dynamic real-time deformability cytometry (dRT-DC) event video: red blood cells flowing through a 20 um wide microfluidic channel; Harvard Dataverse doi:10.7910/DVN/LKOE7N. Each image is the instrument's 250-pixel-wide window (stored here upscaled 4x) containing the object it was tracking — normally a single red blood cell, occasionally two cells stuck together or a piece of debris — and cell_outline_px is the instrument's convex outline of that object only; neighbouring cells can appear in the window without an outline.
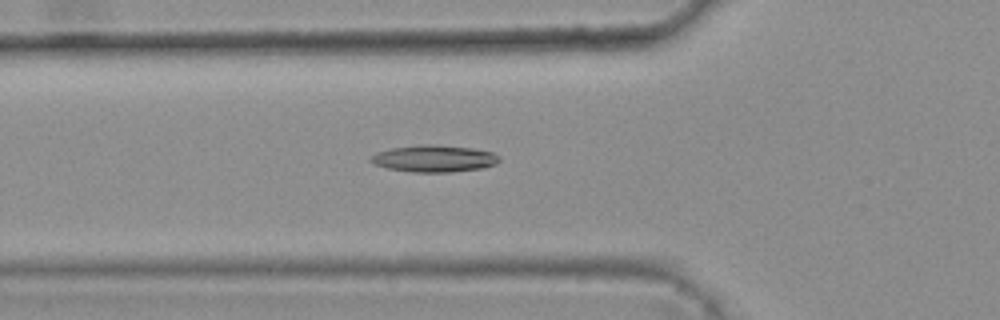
{"species": "common noctule bat (a hibernating species)", "species_latin": "Nyctalus noctula", "temperature_condition": "warm", "stored_images_in_passage": 42, "camera_frame_rate_fps": 3000, "um_per_image_px": 0.085, "animal": {"sex": "female", "body_mass_g": 25.1}, "frame": {"image": 1, "passage_image": 14, "time_ms": 4.333, "image_size_px": [1000, 320], "cell_outline_px": [[500, 160], [496, 164], [484, 168], [452, 172], [412, 172], [388, 168], [376, 164], [368, 160], [376, 152], [392, 148], [420, 144], [436, 144], [472, 148], [492, 152], [500, 156]], "centroid_in_image_um": [36.93, 13.47], "position_along_channel_um": 88.9, "area_um2": 20.23}}
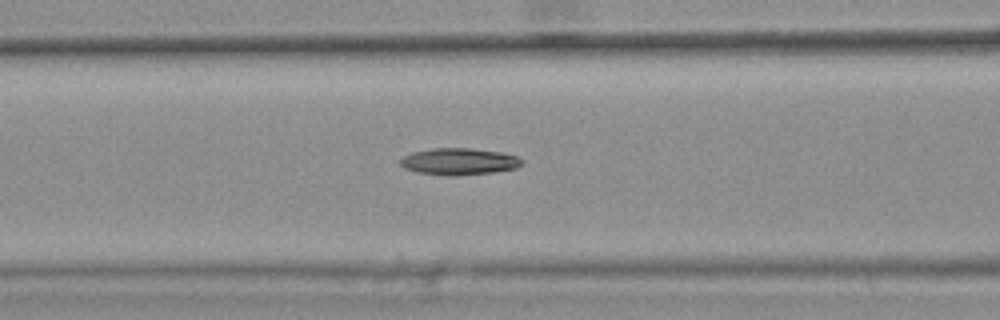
{"frame": {"image": 2, "passage_image": 17, "time_ms": 5.333, "image_size_px": [1000, 320], "cell_outline_px": [[524, 164], [516, 168], [492, 172], [448, 176], [416, 172], [404, 168], [400, 164], [400, 160], [404, 156], [412, 152], [432, 148], [472, 148], [504, 152], [516, 156], [524, 160]], "centroid_in_image_um": [39.04, 13.72], "position_along_channel_um": 127.6, "area_um2": 19.07}}
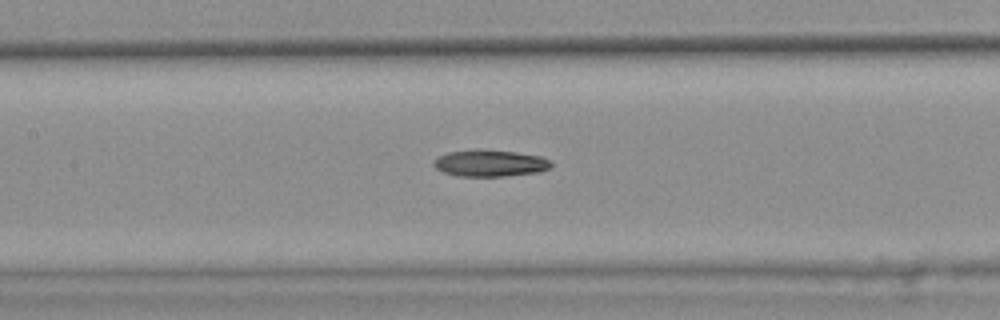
{"frame": {"image": 3, "passage_image": 20, "time_ms": 6.333, "image_size_px": [1000, 320], "cell_outline_px": [[552, 168], [540, 172], [504, 176], [456, 176], [444, 172], [436, 168], [432, 164], [432, 160], [448, 152], [516, 152], [540, 156], [552, 160]], "centroid_in_image_um": [41.72, 13.92], "position_along_channel_um": 165.7, "area_um2": 17.63}}